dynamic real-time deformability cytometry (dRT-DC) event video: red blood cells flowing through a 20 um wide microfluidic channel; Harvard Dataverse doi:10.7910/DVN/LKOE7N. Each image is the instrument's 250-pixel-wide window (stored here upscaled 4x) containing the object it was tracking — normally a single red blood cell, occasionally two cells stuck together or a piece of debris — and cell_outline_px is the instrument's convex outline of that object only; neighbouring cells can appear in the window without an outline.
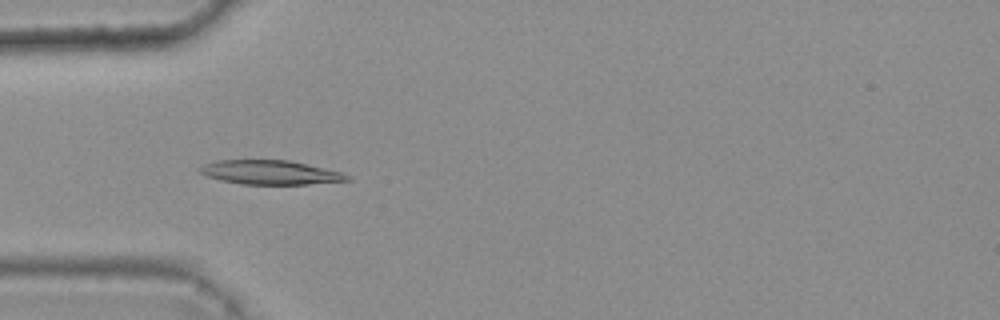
{"species": "common noctule bat (a hibernating species)", "species_latin": "Nyctalus noctula", "temperature_condition": "warm", "stored_images_in_passage": 4, "camera_frame_rate_fps": 3000, "um_per_image_px": 0.085, "animal": {"sex": "female", "body_mass_g": 25.1}, "frame": {"image": 1, "passage_image": 4, "time_ms": 1.0, "image_size_px": [1000, 320], "cell_outline_px": [[352, 180], [308, 184], [240, 184], [220, 180], [208, 176], [200, 172], [196, 168], [204, 164], [216, 160], [288, 160], [344, 172], [352, 176]], "centroid_in_image_um": [23.0, 14.65], "position_along_channel_um": 62.0, "area_um2": 20.87}}